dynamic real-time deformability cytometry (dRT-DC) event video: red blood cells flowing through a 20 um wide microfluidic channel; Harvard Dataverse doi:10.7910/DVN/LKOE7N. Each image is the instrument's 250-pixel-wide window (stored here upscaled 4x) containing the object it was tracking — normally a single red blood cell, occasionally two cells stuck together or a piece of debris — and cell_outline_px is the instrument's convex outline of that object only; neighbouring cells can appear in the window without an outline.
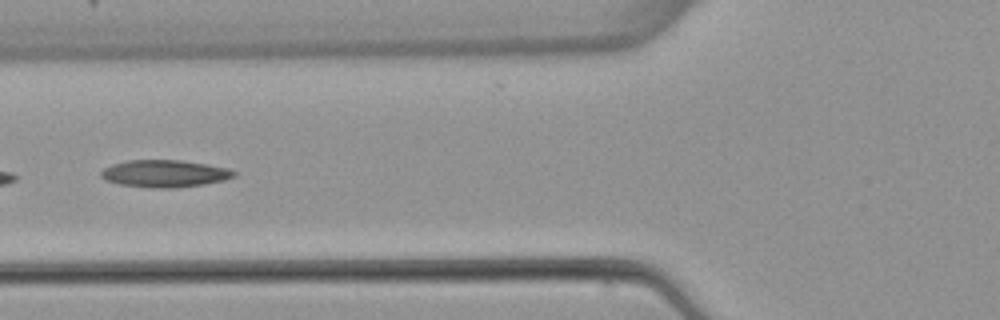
{"species": "common noctule bat (a hibernating species)", "species_latin": "Nyctalus noctula", "temperature_condition": "warm", "stored_images_in_passage": 6, "camera_frame_rate_fps": 3000, "um_per_image_px": 0.085, "animal": {"sex": "female", "body_mass_g": 22.7, "forearm_length_mm": 54.2}, "frame": {"image": 1, "passage_image": 5, "time_ms": 5.0, "image_size_px": [1000, 320], "cell_outline_px": [[236, 176], [224, 180], [204, 184], [172, 188], [152, 188], [120, 184], [104, 180], [100, 176], [100, 172], [104, 168], [112, 164], [128, 160], [180, 160], [208, 164], [228, 168], [236, 172]], "centroid_in_image_um": [13.99, 14.75], "position_along_channel_um": 111.8, "area_um2": 21.15}}